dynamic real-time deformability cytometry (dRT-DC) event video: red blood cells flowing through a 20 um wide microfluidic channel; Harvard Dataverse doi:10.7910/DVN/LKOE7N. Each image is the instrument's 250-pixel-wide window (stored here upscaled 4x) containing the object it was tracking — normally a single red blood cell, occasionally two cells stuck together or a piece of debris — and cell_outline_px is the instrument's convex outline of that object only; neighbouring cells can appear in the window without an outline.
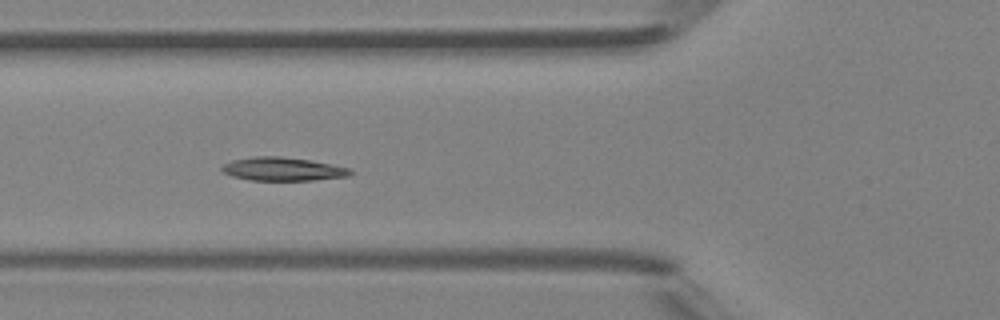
{"species": "Egyptian fruit bat (a non-hibernating species)", "species_latin": "Rousettus aegyptiacus", "temperature_condition": "room temperature", "stored_images_in_passage": 7, "camera_frame_rate_fps": 3000, "um_per_image_px": 0.085, "animal": {"sex": "female"}, "frame": {"image": 1, "passage_image": 5, "time_ms": 4.333, "image_size_px": [1000, 320], "cell_outline_px": [[352, 172], [348, 176], [312, 180], [248, 180], [232, 176], [224, 172], [220, 168], [224, 164], [232, 160], [256, 156], [280, 156], [308, 160], [348, 168]], "centroid_in_image_um": [23.97, 14.37], "position_along_channel_um": 101.8, "area_um2": 17.22}}
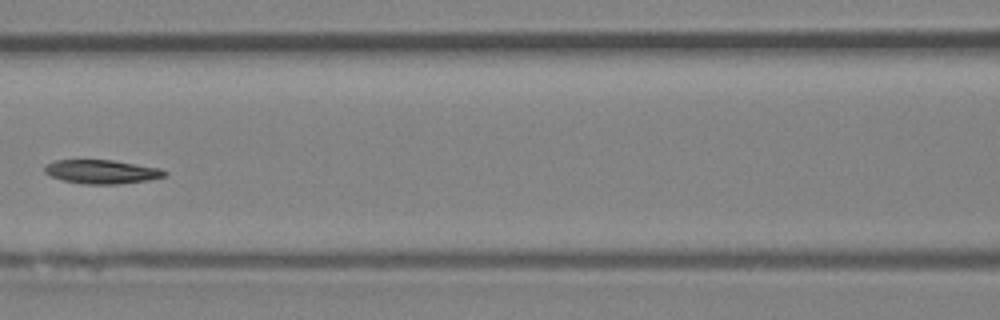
{"frame": {"image": 2, "passage_image": 6, "time_ms": 5.667, "image_size_px": [1000, 320], "cell_outline_px": [[168, 176], [148, 180], [116, 184], [80, 184], [64, 180], [52, 176], [44, 172], [44, 168], [48, 164], [56, 160], [112, 160], [160, 168], [168, 172]], "centroid_in_image_um": [8.69, 14.6], "position_along_channel_um": 157.9, "area_um2": 16.59}}
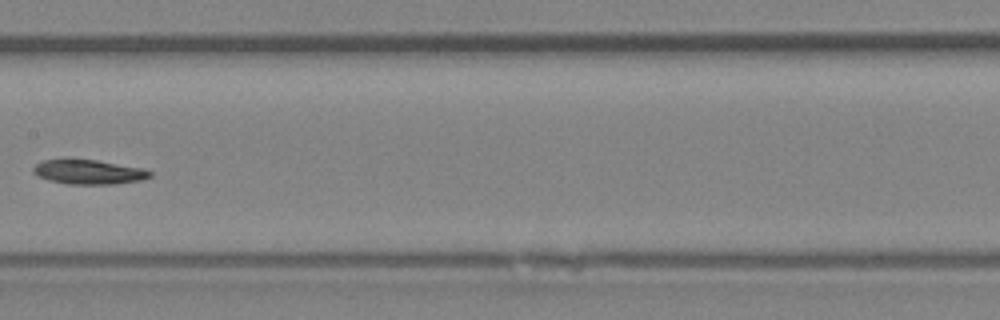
{"frame": {"image": 3, "passage_image": 7, "time_ms": 6.667, "image_size_px": [1000, 320], "cell_outline_px": [[152, 176], [144, 180], [112, 184], [68, 184], [48, 180], [32, 172], [32, 168], [36, 164], [44, 160], [64, 156], [68, 156], [96, 160], [144, 168], [152, 172]], "centroid_in_image_um": [7.51, 14.57], "position_along_channel_um": 199.9, "area_um2": 17.34}}